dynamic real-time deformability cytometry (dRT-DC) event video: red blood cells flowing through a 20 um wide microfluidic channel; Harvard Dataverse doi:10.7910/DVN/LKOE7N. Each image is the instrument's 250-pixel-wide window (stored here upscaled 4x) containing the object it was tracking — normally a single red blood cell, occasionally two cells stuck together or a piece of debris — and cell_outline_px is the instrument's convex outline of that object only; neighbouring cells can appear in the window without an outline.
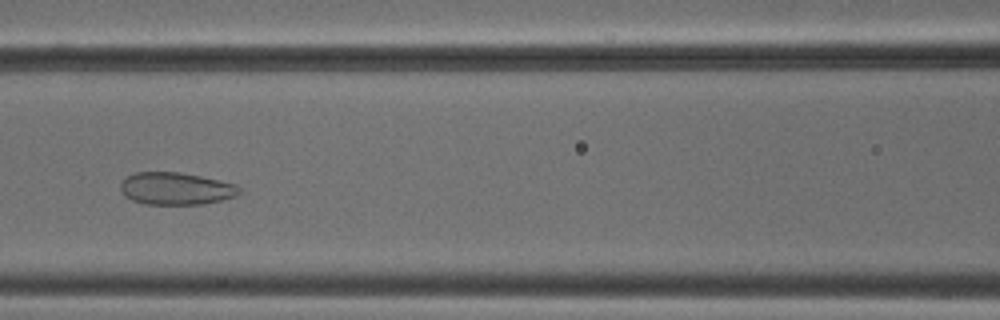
{"species": "common noctule bat (a hibernating species)", "species_latin": "Nyctalus noctula", "temperature_condition": "cold", "stored_images_in_passage": 53, "camera_frame_rate_fps": 3000, "um_per_image_px": 0.085, "animal": {"sex": "male", "body_mass_g": 18.8}, "frame": {"image": 1, "passage_image": 24, "time_ms": 7.667, "image_size_px": [1000, 320], "cell_outline_px": [[240, 192], [236, 196], [224, 200], [204, 204], [144, 204], [132, 200], [124, 196], [120, 188], [120, 184], [128, 176], [136, 172], [180, 172], [200, 176], [236, 184], [240, 188]], "centroid_in_image_um": [14.96, 16.04], "position_along_channel_um": 151.6, "area_um2": 22.43}}
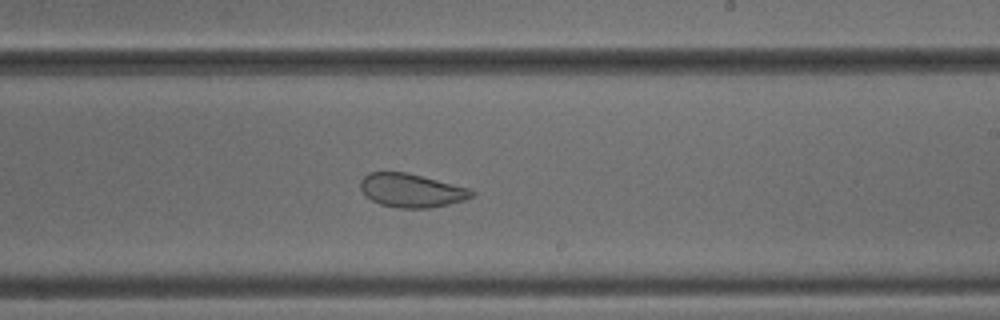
{"frame": {"image": 2, "passage_image": 32, "time_ms": 10.333, "image_size_px": [1000, 320], "cell_outline_px": [[476, 196], [464, 200], [448, 204], [428, 208], [400, 208], [380, 204], [364, 196], [360, 188], [360, 180], [368, 172], [408, 172], [468, 188], [476, 192]], "centroid_in_image_um": [34.96, 16.18], "position_along_channel_um": 254.0, "area_um2": 21.91}}
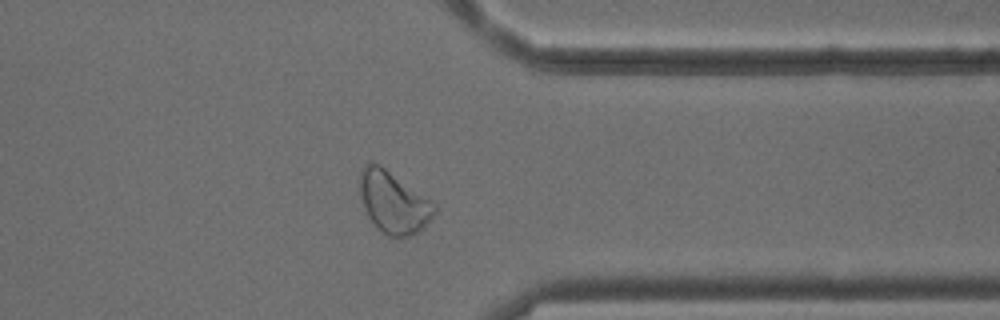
{"frame": {"image": 3, "passage_image": 42, "time_ms": 13.667, "image_size_px": [1000, 320], "cell_outline_px": [[436, 212], [424, 228], [420, 232], [412, 236], [388, 236], [376, 228], [368, 216], [364, 208], [360, 196], [360, 172], [368, 164], [380, 164], [432, 200], [436, 204]], "centroid_in_image_um": [33.48, 17.22], "position_along_channel_um": 377.9, "area_um2": 26.93}, "authors_computed_cell_mechanics": {"area_um2": 29.3046, "velocity_mm_per_s": 3.8495, "shape_relaxation_time_tau1_ms": null, "shape_relaxation_time_tau2_ms": 1.2584, "deformation_change_tau1": null, "deformation_change_tau2": 0.0743}}